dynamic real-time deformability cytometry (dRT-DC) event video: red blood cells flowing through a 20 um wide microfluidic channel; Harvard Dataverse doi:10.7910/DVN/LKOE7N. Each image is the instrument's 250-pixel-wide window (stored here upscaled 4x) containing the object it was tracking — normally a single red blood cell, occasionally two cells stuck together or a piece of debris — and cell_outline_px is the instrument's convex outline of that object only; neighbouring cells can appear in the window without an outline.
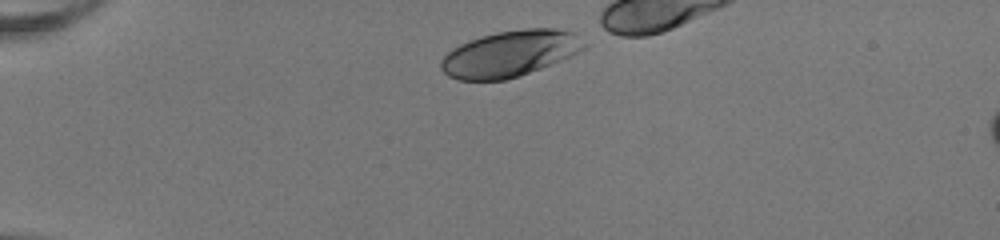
{"species": "human", "species_latin": "Homo sapiens", "temperature_condition": "room temperature", "stored_images_in_passage": 32, "camera_frame_rate_fps": 3000, "um_per_image_px": 0.085, "donor": {"sex": "female"}, "frame": {"image": 1, "passage_image": 1, "time_ms": 0.0, "image_size_px": [1000, 240], "cell_outline_px": [[588, 48], [580, 52], [540, 68], [504, 80], [460, 80], [448, 76], [440, 68], [440, 60], [452, 48], [460, 44], [480, 36], [496, 32], [524, 28], [556, 28], [576, 32], [588, 44]], "centroid_in_image_um": [43.38, 4.53], "position_along_channel_um": 41.6, "area_um2": 38.61}}
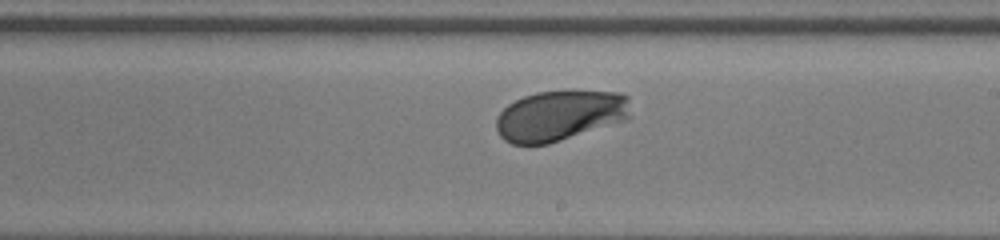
{"frame": {"image": 2, "passage_image": 20, "time_ms": 6.333, "image_size_px": [1000, 240], "cell_outline_px": [[628, 120], [548, 144], [512, 144], [504, 140], [500, 136], [496, 128], [496, 116], [508, 104], [524, 96], [536, 92], [572, 88], [620, 92], [628, 96]], "centroid_in_image_um": [47.6, 9.78], "position_along_channel_um": 241.4, "area_um2": 40.46}}
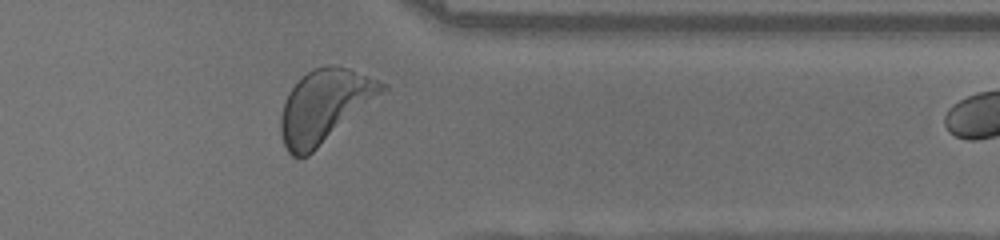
{"frame": {"image": 3, "passage_image": 31, "time_ms": 10.0, "image_size_px": [1000, 240], "cell_outline_px": [[388, 88], [308, 156], [292, 156], [288, 152], [284, 144], [280, 132], [280, 116], [288, 92], [308, 72], [316, 68], [328, 64], [332, 64], [348, 68], [388, 84]], "centroid_in_image_um": [27.57, 9.01], "position_along_channel_um": 383.8, "area_um2": 42.19}}